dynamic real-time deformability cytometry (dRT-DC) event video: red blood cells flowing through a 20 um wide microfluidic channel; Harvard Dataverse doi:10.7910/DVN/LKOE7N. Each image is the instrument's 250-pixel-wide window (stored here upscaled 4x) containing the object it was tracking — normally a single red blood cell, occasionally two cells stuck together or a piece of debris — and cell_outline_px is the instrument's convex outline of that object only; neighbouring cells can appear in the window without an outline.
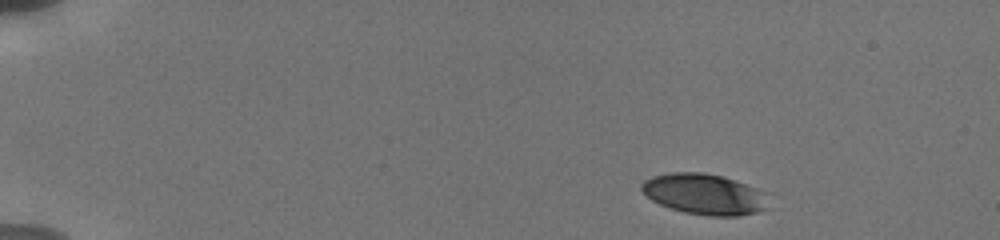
{"species": "human", "species_latin": "Homo sapiens", "temperature_condition": "cold", "stored_images_in_passage": 19, "camera_frame_rate_fps": 3000, "um_per_image_px": 0.085, "donor": {"sex": "male"}, "frame": {"image": 1, "passage_image": 1, "time_ms": 0.0, "image_size_px": [1000, 240], "cell_outline_px": [[768, 208], [756, 212], [740, 216], [708, 216], [684, 212], [660, 204], [652, 200], [640, 188], [640, 184], [644, 180], [652, 176], [672, 172], [704, 172], [724, 176], [768, 192]], "centroid_in_image_um": [59.92, 16.5], "position_along_channel_um": 25.1, "area_um2": 30.46}}
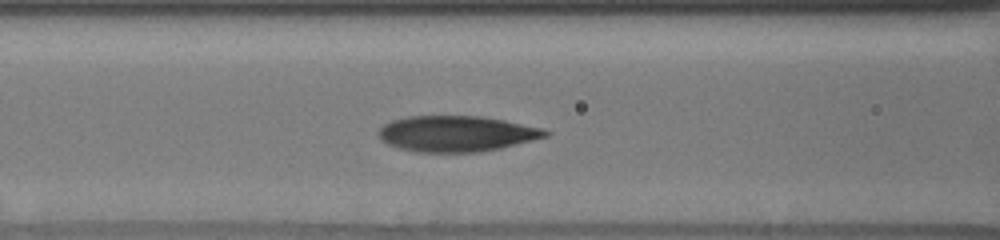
{"frame": {"image": 2, "passage_image": 14, "time_ms": 5.667, "image_size_px": [1000, 240], "cell_outline_px": [[552, 132], [548, 136], [500, 148], [480, 152], [416, 152], [400, 148], [388, 144], [376, 132], [384, 124], [392, 120], [408, 116], [480, 116], [504, 120], [544, 128]], "centroid_in_image_um": [38.82, 11.36], "position_along_channel_um": 127.8, "area_um2": 34.8}}
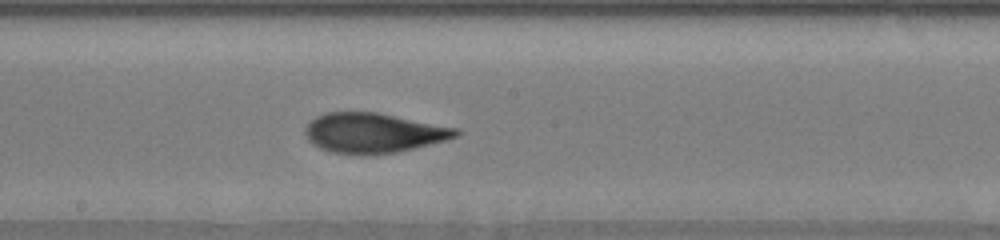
{"frame": {"image": 3, "passage_image": 19, "time_ms": 8.0, "image_size_px": [1000, 240], "cell_outline_px": [[464, 132], [460, 136], [448, 140], [396, 152], [360, 156], [332, 152], [320, 148], [312, 144], [308, 140], [304, 132], [304, 128], [316, 116], [324, 112], [376, 112], [456, 128]], "centroid_in_image_um": [31.74, 11.31], "position_along_channel_um": 216.5, "area_um2": 35.26}}